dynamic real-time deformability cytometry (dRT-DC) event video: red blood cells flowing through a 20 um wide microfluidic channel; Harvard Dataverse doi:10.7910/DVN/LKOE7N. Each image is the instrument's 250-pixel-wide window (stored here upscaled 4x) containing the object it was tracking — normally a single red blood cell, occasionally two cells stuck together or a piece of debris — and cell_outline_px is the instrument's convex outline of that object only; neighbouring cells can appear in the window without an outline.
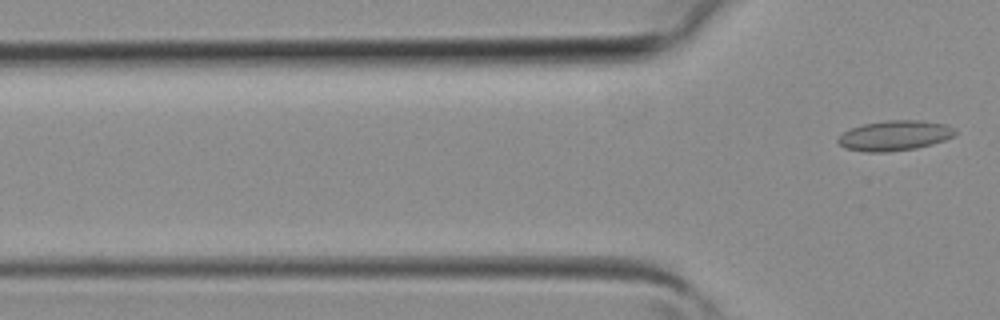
{"species": "common noctule bat (a hibernating species)", "species_latin": "Nyctalus noctula", "temperature_condition": "room temperature", "stored_images_in_passage": 4, "camera_frame_rate_fps": 3000, "um_per_image_px": 0.085, "animal": {"sex": "female", "body_mass_g": 19.3, "forearm_length_mm": 54.1}, "frame": {"image": 1, "passage_image": 4, "time_ms": 1.0, "image_size_px": [1000, 320], "cell_outline_px": [[956, 136], [932, 144], [916, 148], [888, 152], [864, 152], [844, 148], [836, 140], [844, 132], [860, 124], [888, 120], [920, 120], [944, 124], [956, 128]], "centroid_in_image_um": [76.06, 11.52], "position_along_channel_um": 49.7, "area_um2": 20.69}}